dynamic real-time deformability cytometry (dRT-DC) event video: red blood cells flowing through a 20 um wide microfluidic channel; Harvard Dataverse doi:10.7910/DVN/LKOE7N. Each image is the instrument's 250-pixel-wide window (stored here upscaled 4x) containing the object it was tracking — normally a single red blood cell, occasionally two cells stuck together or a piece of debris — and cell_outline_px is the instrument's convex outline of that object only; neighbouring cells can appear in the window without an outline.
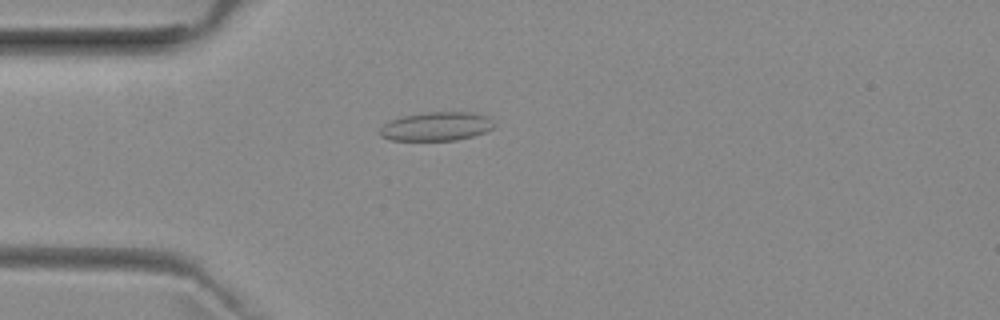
{"species": "common noctule bat (a hibernating species)", "species_latin": "Nyctalus noctula", "temperature_condition": "room temperature", "stored_images_in_passage": 51, "camera_frame_rate_fps": 3000, "um_per_image_px": 0.085, "animal": {"sex": "female", "body_mass_g": 29.2, "forearm_length_mm": 56.3}, "frame": {"image": 1, "passage_image": 13, "time_ms": 4.0, "image_size_px": [1000, 320], "cell_outline_px": [[496, 124], [492, 128], [484, 132], [472, 136], [456, 140], [392, 140], [380, 136], [380, 128], [384, 124], [392, 120], [404, 116], [428, 112], [468, 112], [488, 116]], "centroid_in_image_um": [37.11, 10.74], "position_along_channel_um": 47.9, "area_um2": 18.96}}
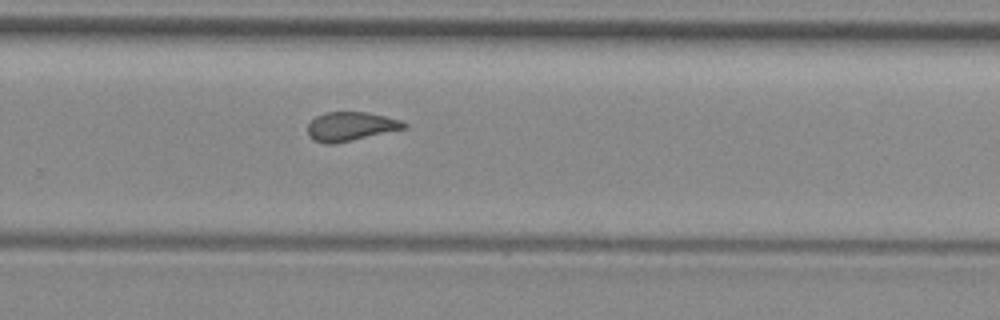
{"frame": {"image": 2, "passage_image": 33, "time_ms": 10.667, "image_size_px": [1000, 320], "cell_outline_px": [[408, 128], [336, 144], [324, 144], [312, 140], [308, 136], [308, 124], [316, 116], [324, 112], [368, 112], [400, 120], [408, 124]], "centroid_in_image_um": [29.8, 10.76], "position_along_channel_um": 300.0, "area_um2": 16.53}}
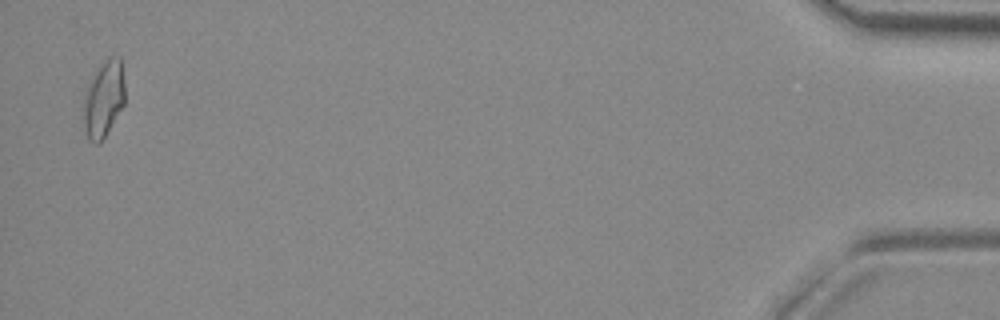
{"frame": {"image": 3, "passage_image": 50, "time_ms": 16.333, "image_size_px": [1000, 320], "cell_outline_px": [[124, 104], [104, 136], [96, 144], [88, 140], [84, 128], [84, 92], [96, 68], [108, 56], [120, 56], [124, 84]], "centroid_in_image_um": [8.8, 8.36], "position_along_channel_um": 426.4, "area_um2": 18.32}, "authors_computed_cell_mechanics": {"area_um2": 17.2822, "velocity_mm_per_s": 3.9621, "shape_relaxation_time_tau1_ms": null, "shape_relaxation_time_tau2_ms": 1.6558, "deformation_change_tau1": null, "deformation_change_tau2": 0.0943}}